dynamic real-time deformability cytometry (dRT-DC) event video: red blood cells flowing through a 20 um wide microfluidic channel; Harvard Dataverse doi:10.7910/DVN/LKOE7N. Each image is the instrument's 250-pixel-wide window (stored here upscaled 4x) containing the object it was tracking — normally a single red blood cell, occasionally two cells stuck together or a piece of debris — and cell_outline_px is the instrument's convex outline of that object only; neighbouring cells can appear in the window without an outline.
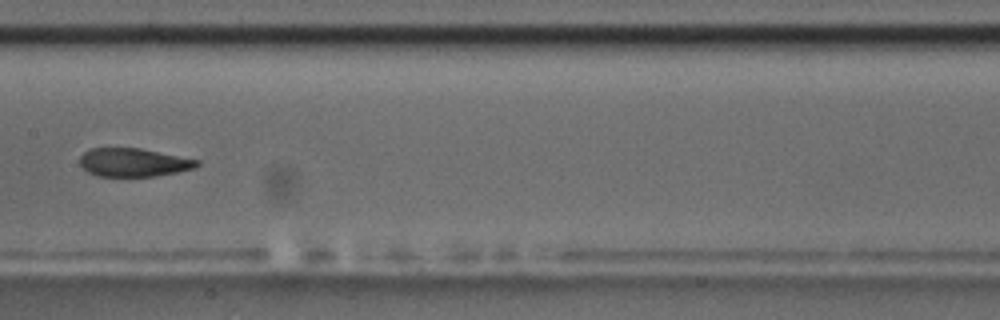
{"species": "common noctule bat (a hibernating species)", "species_latin": "Nyctalus noctula", "temperature_condition": "room temperature", "stored_images_in_passage": 14, "camera_frame_rate_fps": 3000, "um_per_image_px": 0.085, "animal": {"sex": "male", "body_mass_g": 17.5, "forearm_length_mm": 52.3}, "frame": {"image": 1, "passage_image": 8, "time_ms": 9.0, "image_size_px": [1000, 320], "cell_outline_px": [[200, 164], [196, 168], [180, 172], [156, 176], [96, 176], [88, 172], [80, 164], [80, 156], [88, 148], [140, 148], [200, 160]], "centroid_in_image_um": [11.37, 13.81], "position_along_channel_um": 196.0, "area_um2": 19.54}}